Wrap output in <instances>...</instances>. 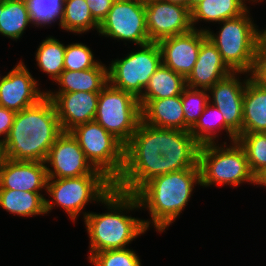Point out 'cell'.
<instances>
[{
	"label": "cell",
	"mask_w": 266,
	"mask_h": 266,
	"mask_svg": "<svg viewBox=\"0 0 266 266\" xmlns=\"http://www.w3.org/2000/svg\"><path fill=\"white\" fill-rule=\"evenodd\" d=\"M62 132L54 103L45 96L16 112L10 133L2 143L4 158L45 162L50 147Z\"/></svg>",
	"instance_id": "1"
},
{
	"label": "cell",
	"mask_w": 266,
	"mask_h": 266,
	"mask_svg": "<svg viewBox=\"0 0 266 266\" xmlns=\"http://www.w3.org/2000/svg\"><path fill=\"white\" fill-rule=\"evenodd\" d=\"M110 212L84 213L85 226L90 238V254L106 250L125 249L129 242L147 230L144 220L126 216L124 210L140 208L135 194L113 188L101 201Z\"/></svg>",
	"instance_id": "2"
},
{
	"label": "cell",
	"mask_w": 266,
	"mask_h": 266,
	"mask_svg": "<svg viewBox=\"0 0 266 266\" xmlns=\"http://www.w3.org/2000/svg\"><path fill=\"white\" fill-rule=\"evenodd\" d=\"M194 184H201L200 167L170 172L156 176L145 183L136 193L140 206L148 208L151 220H144L163 232L180 215L191 197Z\"/></svg>",
	"instance_id": "3"
},
{
	"label": "cell",
	"mask_w": 266,
	"mask_h": 266,
	"mask_svg": "<svg viewBox=\"0 0 266 266\" xmlns=\"http://www.w3.org/2000/svg\"><path fill=\"white\" fill-rule=\"evenodd\" d=\"M164 174H167V167L160 153L159 128L141 120L125 144L124 166L114 188L135 194L152 178Z\"/></svg>",
	"instance_id": "4"
},
{
	"label": "cell",
	"mask_w": 266,
	"mask_h": 266,
	"mask_svg": "<svg viewBox=\"0 0 266 266\" xmlns=\"http://www.w3.org/2000/svg\"><path fill=\"white\" fill-rule=\"evenodd\" d=\"M248 13L247 9L235 18L222 21L223 27L217 35L209 30L206 34L233 72L252 74L263 32L256 28Z\"/></svg>",
	"instance_id": "5"
},
{
	"label": "cell",
	"mask_w": 266,
	"mask_h": 266,
	"mask_svg": "<svg viewBox=\"0 0 266 266\" xmlns=\"http://www.w3.org/2000/svg\"><path fill=\"white\" fill-rule=\"evenodd\" d=\"M198 164L201 186L227 184L235 187L244 181L256 184L245 151L237 141L229 148H220L216 143L200 145Z\"/></svg>",
	"instance_id": "6"
},
{
	"label": "cell",
	"mask_w": 266,
	"mask_h": 266,
	"mask_svg": "<svg viewBox=\"0 0 266 266\" xmlns=\"http://www.w3.org/2000/svg\"><path fill=\"white\" fill-rule=\"evenodd\" d=\"M113 188L114 182L106 175L48 178L46 192L52 197L53 202L45 199L46 214L57 205L75 221L89 201L101 202Z\"/></svg>",
	"instance_id": "7"
},
{
	"label": "cell",
	"mask_w": 266,
	"mask_h": 266,
	"mask_svg": "<svg viewBox=\"0 0 266 266\" xmlns=\"http://www.w3.org/2000/svg\"><path fill=\"white\" fill-rule=\"evenodd\" d=\"M70 132L92 166L115 183L124 166L125 145L96 121L79 124Z\"/></svg>",
	"instance_id": "8"
},
{
	"label": "cell",
	"mask_w": 266,
	"mask_h": 266,
	"mask_svg": "<svg viewBox=\"0 0 266 266\" xmlns=\"http://www.w3.org/2000/svg\"><path fill=\"white\" fill-rule=\"evenodd\" d=\"M94 121L125 145L141 121L139 99L108 83L99 92Z\"/></svg>",
	"instance_id": "9"
},
{
	"label": "cell",
	"mask_w": 266,
	"mask_h": 266,
	"mask_svg": "<svg viewBox=\"0 0 266 266\" xmlns=\"http://www.w3.org/2000/svg\"><path fill=\"white\" fill-rule=\"evenodd\" d=\"M140 48L142 50L112 61L108 68L109 83L115 88L133 94L136 98L143 94L150 77L162 64L157 42H150Z\"/></svg>",
	"instance_id": "10"
},
{
	"label": "cell",
	"mask_w": 266,
	"mask_h": 266,
	"mask_svg": "<svg viewBox=\"0 0 266 266\" xmlns=\"http://www.w3.org/2000/svg\"><path fill=\"white\" fill-rule=\"evenodd\" d=\"M98 32L118 40L132 41L139 46L150 43L146 27L145 3L114 1Z\"/></svg>",
	"instance_id": "11"
},
{
	"label": "cell",
	"mask_w": 266,
	"mask_h": 266,
	"mask_svg": "<svg viewBox=\"0 0 266 266\" xmlns=\"http://www.w3.org/2000/svg\"><path fill=\"white\" fill-rule=\"evenodd\" d=\"M45 163L53 167L47 170L48 178H69L83 175H105L87 160L77 139L70 131H63L50 147Z\"/></svg>",
	"instance_id": "12"
},
{
	"label": "cell",
	"mask_w": 266,
	"mask_h": 266,
	"mask_svg": "<svg viewBox=\"0 0 266 266\" xmlns=\"http://www.w3.org/2000/svg\"><path fill=\"white\" fill-rule=\"evenodd\" d=\"M146 27L150 42L184 34L193 29L191 10L183 5L153 0L145 3Z\"/></svg>",
	"instance_id": "13"
},
{
	"label": "cell",
	"mask_w": 266,
	"mask_h": 266,
	"mask_svg": "<svg viewBox=\"0 0 266 266\" xmlns=\"http://www.w3.org/2000/svg\"><path fill=\"white\" fill-rule=\"evenodd\" d=\"M206 30L192 29L158 41L162 64L186 79L197 61L201 43L207 38Z\"/></svg>",
	"instance_id": "14"
},
{
	"label": "cell",
	"mask_w": 266,
	"mask_h": 266,
	"mask_svg": "<svg viewBox=\"0 0 266 266\" xmlns=\"http://www.w3.org/2000/svg\"><path fill=\"white\" fill-rule=\"evenodd\" d=\"M37 85L23 62H19L0 80V106L20 112L38 103L46 92H41Z\"/></svg>",
	"instance_id": "15"
},
{
	"label": "cell",
	"mask_w": 266,
	"mask_h": 266,
	"mask_svg": "<svg viewBox=\"0 0 266 266\" xmlns=\"http://www.w3.org/2000/svg\"><path fill=\"white\" fill-rule=\"evenodd\" d=\"M237 73L245 72H232L208 91L212 95V105L221 111L225 125L238 137L242 134L243 94L247 80L240 82Z\"/></svg>",
	"instance_id": "16"
},
{
	"label": "cell",
	"mask_w": 266,
	"mask_h": 266,
	"mask_svg": "<svg viewBox=\"0 0 266 266\" xmlns=\"http://www.w3.org/2000/svg\"><path fill=\"white\" fill-rule=\"evenodd\" d=\"M159 144L167 173L199 167L200 144L190 131L159 128Z\"/></svg>",
	"instance_id": "17"
},
{
	"label": "cell",
	"mask_w": 266,
	"mask_h": 266,
	"mask_svg": "<svg viewBox=\"0 0 266 266\" xmlns=\"http://www.w3.org/2000/svg\"><path fill=\"white\" fill-rule=\"evenodd\" d=\"M54 103L62 131H70L75 126L94 121L99 92H46Z\"/></svg>",
	"instance_id": "18"
},
{
	"label": "cell",
	"mask_w": 266,
	"mask_h": 266,
	"mask_svg": "<svg viewBox=\"0 0 266 266\" xmlns=\"http://www.w3.org/2000/svg\"><path fill=\"white\" fill-rule=\"evenodd\" d=\"M45 162L17 161L4 158L0 168V189L40 192L47 188Z\"/></svg>",
	"instance_id": "19"
},
{
	"label": "cell",
	"mask_w": 266,
	"mask_h": 266,
	"mask_svg": "<svg viewBox=\"0 0 266 266\" xmlns=\"http://www.w3.org/2000/svg\"><path fill=\"white\" fill-rule=\"evenodd\" d=\"M233 71L223 61L216 46L206 38L200 46L197 61L192 72L186 78V86L209 90L217 81Z\"/></svg>",
	"instance_id": "20"
},
{
	"label": "cell",
	"mask_w": 266,
	"mask_h": 266,
	"mask_svg": "<svg viewBox=\"0 0 266 266\" xmlns=\"http://www.w3.org/2000/svg\"><path fill=\"white\" fill-rule=\"evenodd\" d=\"M141 120L158 128L185 131L182 95L163 99H139Z\"/></svg>",
	"instance_id": "21"
},
{
	"label": "cell",
	"mask_w": 266,
	"mask_h": 266,
	"mask_svg": "<svg viewBox=\"0 0 266 266\" xmlns=\"http://www.w3.org/2000/svg\"><path fill=\"white\" fill-rule=\"evenodd\" d=\"M266 133V86L252 76L243 94L242 133Z\"/></svg>",
	"instance_id": "22"
},
{
	"label": "cell",
	"mask_w": 266,
	"mask_h": 266,
	"mask_svg": "<svg viewBox=\"0 0 266 266\" xmlns=\"http://www.w3.org/2000/svg\"><path fill=\"white\" fill-rule=\"evenodd\" d=\"M56 81L61 86L56 93L100 92L109 83L108 69L99 63L81 71L63 70Z\"/></svg>",
	"instance_id": "23"
},
{
	"label": "cell",
	"mask_w": 266,
	"mask_h": 266,
	"mask_svg": "<svg viewBox=\"0 0 266 266\" xmlns=\"http://www.w3.org/2000/svg\"><path fill=\"white\" fill-rule=\"evenodd\" d=\"M245 0H202L191 10L193 29L199 20L222 22L243 14L248 8Z\"/></svg>",
	"instance_id": "24"
},
{
	"label": "cell",
	"mask_w": 266,
	"mask_h": 266,
	"mask_svg": "<svg viewBox=\"0 0 266 266\" xmlns=\"http://www.w3.org/2000/svg\"><path fill=\"white\" fill-rule=\"evenodd\" d=\"M186 79L169 67L161 64L150 77L143 94L138 99H163L182 95Z\"/></svg>",
	"instance_id": "25"
},
{
	"label": "cell",
	"mask_w": 266,
	"mask_h": 266,
	"mask_svg": "<svg viewBox=\"0 0 266 266\" xmlns=\"http://www.w3.org/2000/svg\"><path fill=\"white\" fill-rule=\"evenodd\" d=\"M45 199L40 192L0 189V206L21 217L45 214Z\"/></svg>",
	"instance_id": "26"
},
{
	"label": "cell",
	"mask_w": 266,
	"mask_h": 266,
	"mask_svg": "<svg viewBox=\"0 0 266 266\" xmlns=\"http://www.w3.org/2000/svg\"><path fill=\"white\" fill-rule=\"evenodd\" d=\"M32 23L26 0L0 1V33L11 39H19L26 26Z\"/></svg>",
	"instance_id": "27"
},
{
	"label": "cell",
	"mask_w": 266,
	"mask_h": 266,
	"mask_svg": "<svg viewBox=\"0 0 266 266\" xmlns=\"http://www.w3.org/2000/svg\"><path fill=\"white\" fill-rule=\"evenodd\" d=\"M218 128L226 130L230 140H232L231 142L237 140V136L225 125L221 111L209 102L198 121L190 129V133L200 145H204L215 143V129L219 130Z\"/></svg>",
	"instance_id": "28"
},
{
	"label": "cell",
	"mask_w": 266,
	"mask_h": 266,
	"mask_svg": "<svg viewBox=\"0 0 266 266\" xmlns=\"http://www.w3.org/2000/svg\"><path fill=\"white\" fill-rule=\"evenodd\" d=\"M59 25L66 31L79 34L99 28L85 0H65Z\"/></svg>",
	"instance_id": "29"
},
{
	"label": "cell",
	"mask_w": 266,
	"mask_h": 266,
	"mask_svg": "<svg viewBox=\"0 0 266 266\" xmlns=\"http://www.w3.org/2000/svg\"><path fill=\"white\" fill-rule=\"evenodd\" d=\"M66 46L57 39L48 37L40 43L36 52V61L39 68L49 74L56 81L64 70V55Z\"/></svg>",
	"instance_id": "30"
},
{
	"label": "cell",
	"mask_w": 266,
	"mask_h": 266,
	"mask_svg": "<svg viewBox=\"0 0 266 266\" xmlns=\"http://www.w3.org/2000/svg\"><path fill=\"white\" fill-rule=\"evenodd\" d=\"M236 141L244 149L249 167L257 177L266 169V133H242Z\"/></svg>",
	"instance_id": "31"
},
{
	"label": "cell",
	"mask_w": 266,
	"mask_h": 266,
	"mask_svg": "<svg viewBox=\"0 0 266 266\" xmlns=\"http://www.w3.org/2000/svg\"><path fill=\"white\" fill-rule=\"evenodd\" d=\"M208 90H201L186 86L182 92V105L185 118V131L190 129L198 121L204 112L206 105L210 102Z\"/></svg>",
	"instance_id": "32"
},
{
	"label": "cell",
	"mask_w": 266,
	"mask_h": 266,
	"mask_svg": "<svg viewBox=\"0 0 266 266\" xmlns=\"http://www.w3.org/2000/svg\"><path fill=\"white\" fill-rule=\"evenodd\" d=\"M32 24L36 26L51 24L63 15L65 0H26Z\"/></svg>",
	"instance_id": "33"
},
{
	"label": "cell",
	"mask_w": 266,
	"mask_h": 266,
	"mask_svg": "<svg viewBox=\"0 0 266 266\" xmlns=\"http://www.w3.org/2000/svg\"><path fill=\"white\" fill-rule=\"evenodd\" d=\"M100 62L95 61L92 51L82 43L66 46L64 55V70L81 71L96 67Z\"/></svg>",
	"instance_id": "34"
},
{
	"label": "cell",
	"mask_w": 266,
	"mask_h": 266,
	"mask_svg": "<svg viewBox=\"0 0 266 266\" xmlns=\"http://www.w3.org/2000/svg\"><path fill=\"white\" fill-rule=\"evenodd\" d=\"M88 258L95 266H141L137 254L128 248L100 251Z\"/></svg>",
	"instance_id": "35"
},
{
	"label": "cell",
	"mask_w": 266,
	"mask_h": 266,
	"mask_svg": "<svg viewBox=\"0 0 266 266\" xmlns=\"http://www.w3.org/2000/svg\"><path fill=\"white\" fill-rule=\"evenodd\" d=\"M251 76L266 86V38L263 35L257 47L255 67Z\"/></svg>",
	"instance_id": "36"
},
{
	"label": "cell",
	"mask_w": 266,
	"mask_h": 266,
	"mask_svg": "<svg viewBox=\"0 0 266 266\" xmlns=\"http://www.w3.org/2000/svg\"><path fill=\"white\" fill-rule=\"evenodd\" d=\"M93 19L100 24L108 14L114 0H85Z\"/></svg>",
	"instance_id": "37"
},
{
	"label": "cell",
	"mask_w": 266,
	"mask_h": 266,
	"mask_svg": "<svg viewBox=\"0 0 266 266\" xmlns=\"http://www.w3.org/2000/svg\"><path fill=\"white\" fill-rule=\"evenodd\" d=\"M16 112L5 107L0 106V136L4 134L5 137L0 140L3 143L11 130Z\"/></svg>",
	"instance_id": "38"
},
{
	"label": "cell",
	"mask_w": 266,
	"mask_h": 266,
	"mask_svg": "<svg viewBox=\"0 0 266 266\" xmlns=\"http://www.w3.org/2000/svg\"><path fill=\"white\" fill-rule=\"evenodd\" d=\"M256 184L266 186V169L256 177Z\"/></svg>",
	"instance_id": "39"
},
{
	"label": "cell",
	"mask_w": 266,
	"mask_h": 266,
	"mask_svg": "<svg viewBox=\"0 0 266 266\" xmlns=\"http://www.w3.org/2000/svg\"><path fill=\"white\" fill-rule=\"evenodd\" d=\"M163 1L183 5L187 8H189V0H163Z\"/></svg>",
	"instance_id": "40"
},
{
	"label": "cell",
	"mask_w": 266,
	"mask_h": 266,
	"mask_svg": "<svg viewBox=\"0 0 266 266\" xmlns=\"http://www.w3.org/2000/svg\"><path fill=\"white\" fill-rule=\"evenodd\" d=\"M202 0H189V9L192 10Z\"/></svg>",
	"instance_id": "41"
},
{
	"label": "cell",
	"mask_w": 266,
	"mask_h": 266,
	"mask_svg": "<svg viewBox=\"0 0 266 266\" xmlns=\"http://www.w3.org/2000/svg\"><path fill=\"white\" fill-rule=\"evenodd\" d=\"M3 160H4V150H3V145H0V168Z\"/></svg>",
	"instance_id": "42"
},
{
	"label": "cell",
	"mask_w": 266,
	"mask_h": 266,
	"mask_svg": "<svg viewBox=\"0 0 266 266\" xmlns=\"http://www.w3.org/2000/svg\"><path fill=\"white\" fill-rule=\"evenodd\" d=\"M137 1H140V2H143V3H147V2L153 1V0H137Z\"/></svg>",
	"instance_id": "43"
},
{
	"label": "cell",
	"mask_w": 266,
	"mask_h": 266,
	"mask_svg": "<svg viewBox=\"0 0 266 266\" xmlns=\"http://www.w3.org/2000/svg\"><path fill=\"white\" fill-rule=\"evenodd\" d=\"M262 32H263V36L266 38V30H262Z\"/></svg>",
	"instance_id": "44"
},
{
	"label": "cell",
	"mask_w": 266,
	"mask_h": 266,
	"mask_svg": "<svg viewBox=\"0 0 266 266\" xmlns=\"http://www.w3.org/2000/svg\"><path fill=\"white\" fill-rule=\"evenodd\" d=\"M114 1H134V0H114Z\"/></svg>",
	"instance_id": "45"
}]
</instances>
